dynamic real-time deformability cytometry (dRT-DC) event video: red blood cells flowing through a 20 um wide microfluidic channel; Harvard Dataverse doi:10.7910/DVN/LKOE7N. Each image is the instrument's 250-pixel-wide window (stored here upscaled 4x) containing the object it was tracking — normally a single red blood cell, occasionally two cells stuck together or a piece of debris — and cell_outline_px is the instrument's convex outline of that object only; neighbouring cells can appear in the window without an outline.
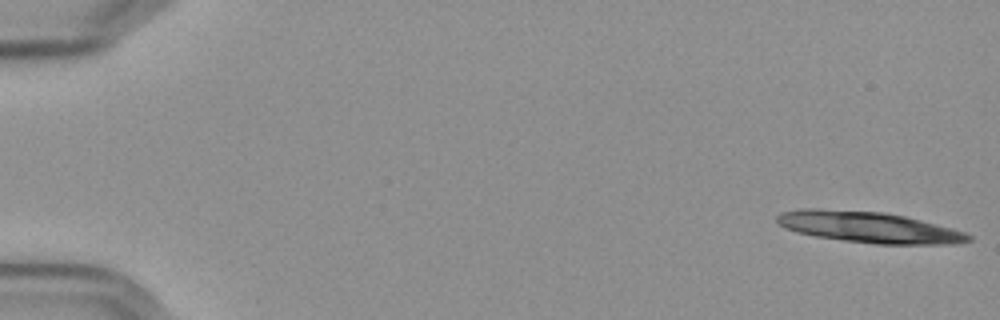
{"species": "Egyptian fruit bat (a non-hibernating species)", "species_latin": "Rousettus aegyptiacus", "temperature_condition": "cold", "stored_images_in_passage": 11, "camera_frame_rate_fps": 3000, "um_per_image_px": 0.085, "frame": {"image": 1, "passage_image": 1, "time_ms": 0.0, "image_size_px": [1000, 320], "cell_outline_px": [[972, 240], [956, 244], [876, 244], [844, 240], [816, 236], [796, 232], [784, 228], [776, 220], [776, 216], [780, 212], [800, 208], [820, 208], [884, 212], [904, 216], [952, 228], [964, 232], [972, 236]], "centroid_in_image_um": [73.82, 19.3], "position_along_channel_um": 11.2, "area_um2": 34.74}}